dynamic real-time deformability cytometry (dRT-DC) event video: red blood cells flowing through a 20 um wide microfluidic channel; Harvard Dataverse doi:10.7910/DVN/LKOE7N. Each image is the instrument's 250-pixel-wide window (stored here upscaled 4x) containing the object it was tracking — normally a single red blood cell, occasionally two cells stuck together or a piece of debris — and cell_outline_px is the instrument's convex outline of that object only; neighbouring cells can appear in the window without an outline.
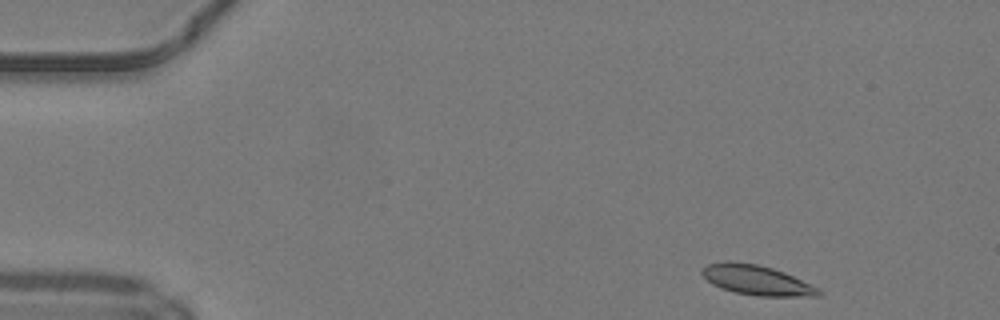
{"species": "common noctule bat (a hibernating species)", "species_latin": "Nyctalus noctula", "temperature_condition": "warm", "stored_images_in_passage": 44, "camera_frame_rate_fps": 3000, "um_per_image_px": 0.085, "animal": {"sex": "male", "body_mass_g": 19.2, "forearm_length_mm": 51.8}, "frame": {"image": 1, "passage_image": 1, "time_ms": 0.0, "image_size_px": [1000, 320], "cell_outline_px": [[824, 292], [820, 296], [756, 296], [736, 292], [720, 288], [712, 284], [700, 272], [700, 268], [708, 264], [728, 260], [756, 264], [772, 268], [784, 272], [820, 288]], "centroid_in_image_um": [64.32, 23.81], "position_along_channel_um": 20.7, "area_um2": 20.4}}
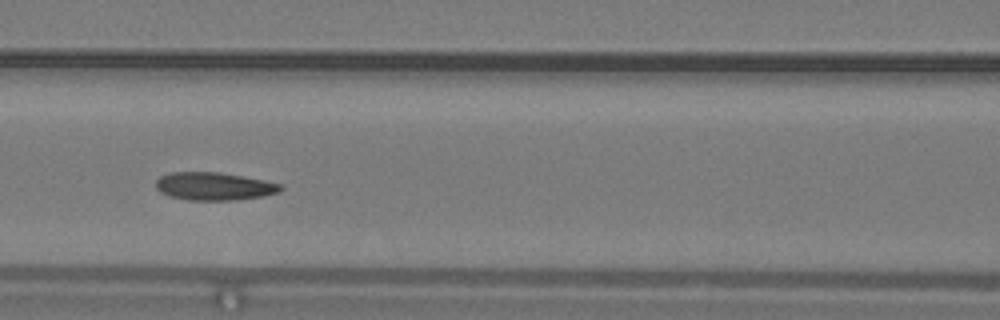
{"frame": {"image": 2, "passage_image": 17, "time_ms": 5.333, "image_size_px": [1000, 320], "cell_outline_px": [[284, 188], [280, 192], [264, 196], [240, 200], [188, 200], [168, 196], [160, 192], [156, 188], [156, 180], [160, 176], [172, 172], [220, 172], [244, 176], [264, 180], [280, 184]], "centroid_in_image_um": [18.21, 15.84], "position_along_channel_um": 148.4, "area_um2": 20.52}}
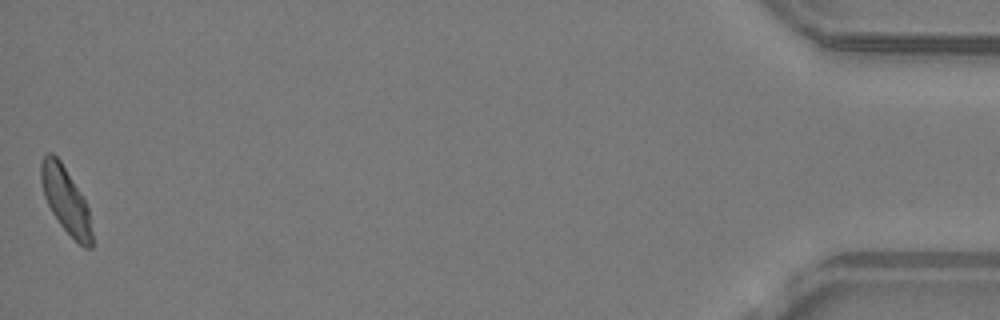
{"frame": {"image": 3, "passage_image": 44, "time_ms": 14.333, "image_size_px": [1000, 320], "cell_outline_px": [[92, 248], [84, 248], [60, 224], [52, 212], [44, 196], [40, 180], [40, 164], [44, 156], [48, 152], [52, 152], [60, 160], [84, 200], [88, 208], [92, 232]], "centroid_in_image_um": [5.57, 17.0], "position_along_channel_um": 429.6, "area_um2": 19.13}, "authors_computed_cell_mechanics": {"area_um2": 20.2878, "velocity_mm_per_s": 4.2037, "shape_relaxation_time_tau1_ms": 5.3706, "shape_relaxation_time_tau2_ms": 3.382, "deformation_change_tau1": 0.163, "deformation_change_tau2": 0.0937}}